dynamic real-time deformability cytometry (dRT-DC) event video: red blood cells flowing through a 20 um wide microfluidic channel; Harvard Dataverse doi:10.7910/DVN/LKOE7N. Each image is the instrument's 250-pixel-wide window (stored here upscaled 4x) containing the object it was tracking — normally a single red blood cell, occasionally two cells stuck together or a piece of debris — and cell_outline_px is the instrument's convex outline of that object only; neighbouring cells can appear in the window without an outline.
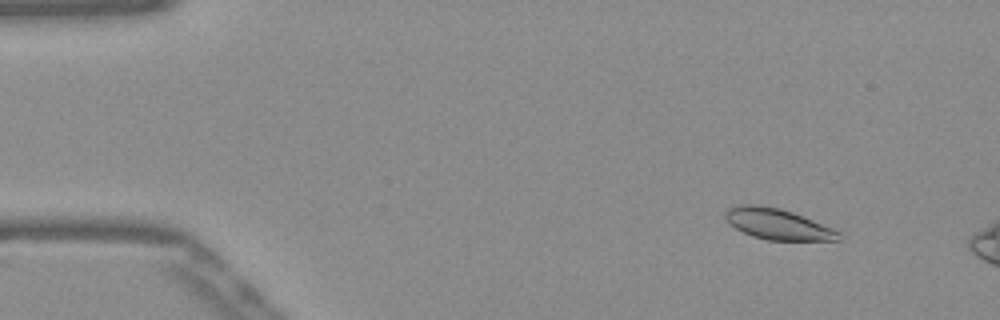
{"species": "Egyptian fruit bat (a non-hibernating species)", "species_latin": "Rousettus aegyptiacus", "temperature_condition": "warm", "stored_images_in_passage": 54, "camera_frame_rate_fps": 3000, "um_per_image_px": 0.085, "frame": {"image": 1, "passage_image": 6, "time_ms": 1.667, "image_size_px": [1000, 320], "cell_outline_px": [[840, 240], [768, 240], [752, 236], [736, 228], [724, 216], [724, 212], [728, 208], [740, 204], [760, 204], [780, 208], [792, 212], [832, 228], [840, 232]], "centroid_in_image_um": [66.08, 19.03], "position_along_channel_um": 18.9, "area_um2": 20.17}}
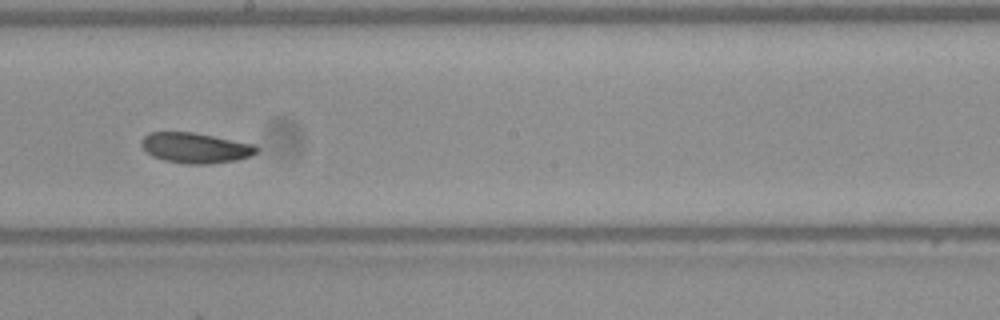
{"frame": {"image": 2, "passage_image": 30, "time_ms": 9.667, "image_size_px": [1000, 320], "cell_outline_px": [[260, 148], [252, 156], [236, 160], [208, 164], [184, 164], [164, 160], [152, 156], [140, 144], [140, 140], [148, 132], [192, 132], [256, 144]], "centroid_in_image_um": [16.63, 12.57], "position_along_channel_um": 231.6, "area_um2": 20.52}}
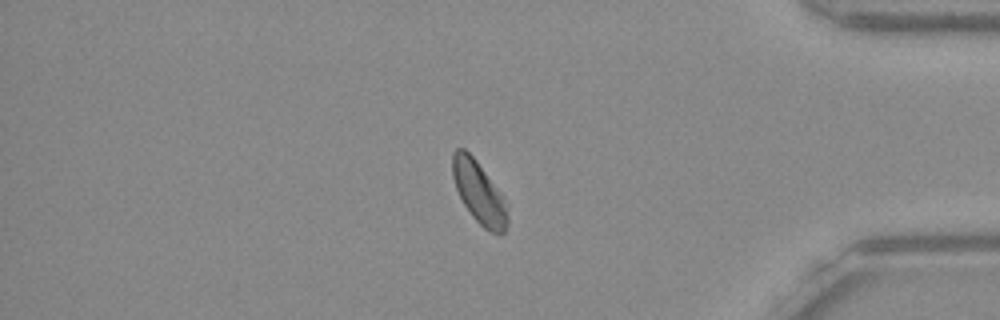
{"frame": {"image": 3, "passage_image": 45, "time_ms": 14.667, "image_size_px": [1000, 320], "cell_outline_px": [[508, 224], [504, 232], [500, 236], [484, 228], [472, 216], [464, 204], [456, 188], [452, 176], [452, 152], [456, 148], [464, 148], [476, 160], [500, 192], [504, 200], [508, 216]], "centroid_in_image_um": [40.7, 16.37], "position_along_channel_um": 394.5, "area_um2": 19.71}, "authors_computed_cell_mechanics": {"area_um2": 20.5768, "velocity_mm_per_s": 3.8486, "shape_relaxation_time_tau1_ms": 2.5028, "shape_relaxation_time_tau2_ms": 5.6903, "deformation_change_tau1": 0.1157, "deformation_change_tau2": 0.1048}}